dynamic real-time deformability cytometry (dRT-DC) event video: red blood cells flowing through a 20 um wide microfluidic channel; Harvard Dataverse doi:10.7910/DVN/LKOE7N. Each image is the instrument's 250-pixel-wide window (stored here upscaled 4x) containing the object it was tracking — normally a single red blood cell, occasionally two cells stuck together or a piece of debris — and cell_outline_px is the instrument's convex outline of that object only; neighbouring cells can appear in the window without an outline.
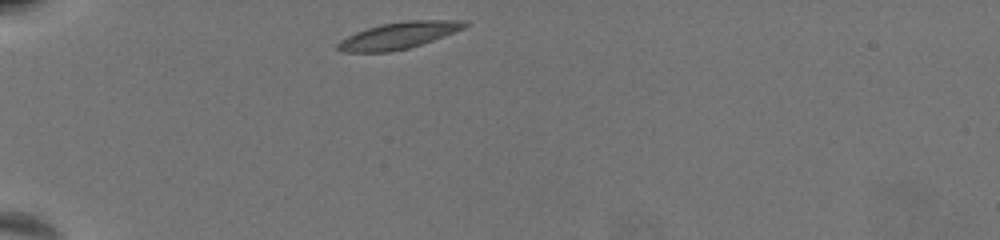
{"species": "common noctule bat (a hibernating species)", "species_latin": "Nyctalus noctula", "temperature_condition": "warm", "stored_images_in_passage": 34, "camera_frame_rate_fps": 3000, "um_per_image_px": 0.085, "animal": {"sex": "female", "body_mass_g": 19.5, "forearm_length_mm": 54.1}, "frame": {"image": 1, "passage_image": 1, "time_ms": 0.0, "image_size_px": [1000, 240], "cell_outline_px": [[468, 24], [464, 28], [444, 36], [408, 48], [388, 52], [344, 52], [336, 48], [336, 44], [340, 40], [356, 32], [380, 24], [408, 20], [468, 20]], "centroid_in_image_um": [33.88, 3.01], "position_along_channel_um": 51.1, "area_um2": 19.59}}
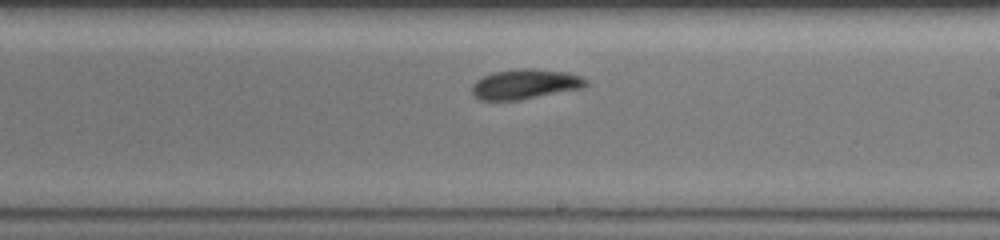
{"frame": {"image": 2, "passage_image": 20, "time_ms": 6.333, "image_size_px": [1000, 240], "cell_outline_px": [[588, 84], [584, 88], [520, 100], [480, 100], [472, 92], [472, 84], [476, 80], [492, 72], [520, 68], [532, 68], [564, 72], [580, 76], [588, 80]], "centroid_in_image_um": [44.65, 7.15], "position_along_channel_um": 244.4, "area_um2": 19.94}}
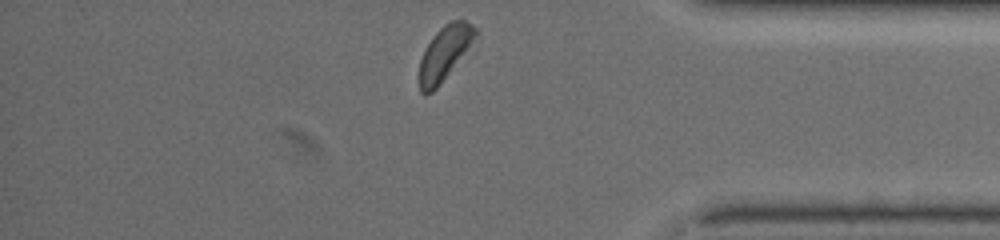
{"frame": {"image": 3, "passage_image": 34, "time_ms": 11.0, "image_size_px": [1000, 240], "cell_outline_px": [[480, 32], [440, 84], [432, 92], [424, 96], [420, 92], [420, 60], [428, 44], [436, 32], [444, 24], [452, 20], [464, 20], [472, 24]], "centroid_in_image_um": [37.8, 4.49], "position_along_channel_um": 397.4, "area_um2": 17.28}, "authors_computed_cell_mechanics": {"area_um2": 19.5942, "velocity_mm_per_s": 3.5892, "shape_relaxation_time_tau1_ms": 2.9935, "shape_relaxation_time_tau2_ms": 2.6869, "deformation_change_tau1": 0.1165, "deformation_change_tau2": 0.0654}}